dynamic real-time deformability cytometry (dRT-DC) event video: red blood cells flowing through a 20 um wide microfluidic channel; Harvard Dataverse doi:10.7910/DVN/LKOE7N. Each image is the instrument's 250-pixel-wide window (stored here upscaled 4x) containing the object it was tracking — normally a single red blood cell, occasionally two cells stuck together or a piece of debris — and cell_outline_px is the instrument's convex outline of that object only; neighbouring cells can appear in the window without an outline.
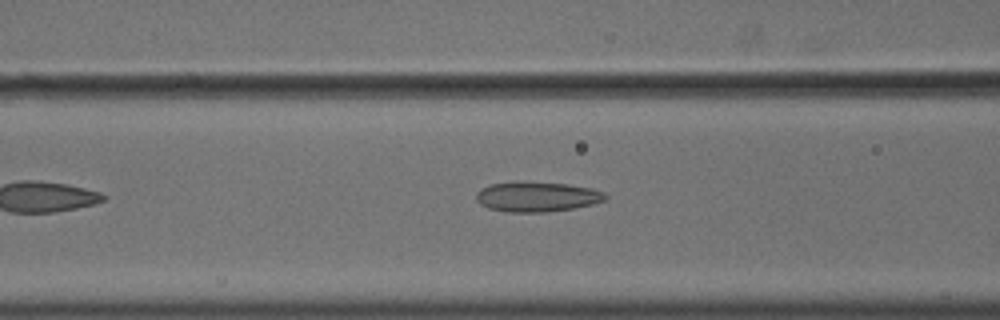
{"species": "common noctule bat (a hibernating species)", "species_latin": "Nyctalus noctula", "temperature_condition": "cold", "stored_images_in_passage": 40, "camera_frame_rate_fps": 3000, "um_per_image_px": 0.085, "animal": {"sex": "male", "body_mass_g": 18.8}, "frame": {"image": 1, "passage_image": 8, "time_ms": 2.333, "image_size_px": [1000, 320], "cell_outline_px": [[608, 196], [604, 200], [592, 204], [572, 208], [548, 212], [508, 212], [488, 208], [480, 204], [476, 200], [476, 192], [492, 184], [568, 184], [592, 188], [604, 192]], "centroid_in_image_um": [45.68, 16.77], "position_along_channel_um": 120.9, "area_um2": 21.68}}
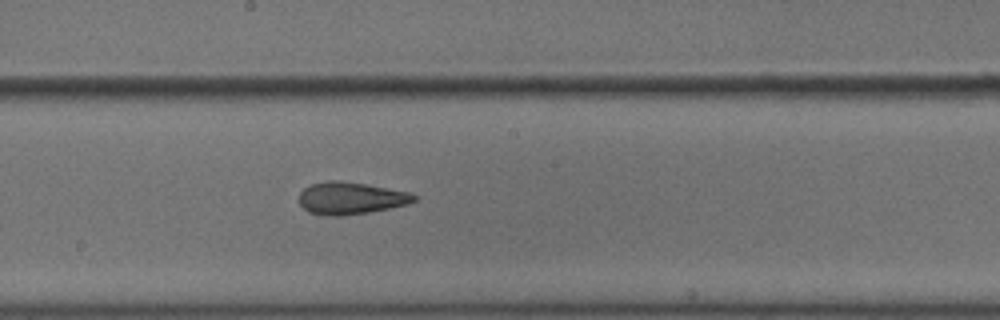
{"frame": {"image": 2, "passage_image": 16, "time_ms": 5.0, "image_size_px": [1000, 320], "cell_outline_px": [[416, 200], [408, 204], [368, 212], [340, 216], [324, 216], [308, 212], [300, 204], [300, 192], [304, 188], [312, 184], [328, 180], [340, 180], [412, 192], [416, 196]], "centroid_in_image_um": [29.8, 16.84], "position_along_channel_um": 218.4, "area_um2": 21.56}}
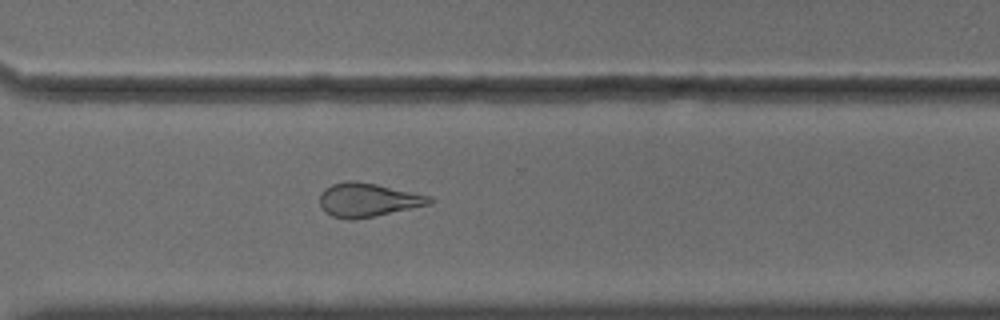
{"frame": {"image": 3, "passage_image": 26, "time_ms": 8.333, "image_size_px": [1000, 320], "cell_outline_px": [[432, 200], [428, 204], [376, 216], [352, 220], [348, 220], [332, 216], [320, 204], [320, 192], [324, 188], [332, 184], [348, 180], [356, 180], [376, 184], [432, 196]], "centroid_in_image_um": [31.24, 16.98], "position_along_channel_um": 339.4, "area_um2": 21.44}, "authors_computed_cell_mechanics": {"area_um2": 22.2241, "velocity_mm_per_s": 3.6426, "shape_relaxation_time_tau1_ms": null, "shape_relaxation_time_tau2_ms": 2.6651, "deformation_change_tau1": null, "deformation_change_tau2": 0.1107}}